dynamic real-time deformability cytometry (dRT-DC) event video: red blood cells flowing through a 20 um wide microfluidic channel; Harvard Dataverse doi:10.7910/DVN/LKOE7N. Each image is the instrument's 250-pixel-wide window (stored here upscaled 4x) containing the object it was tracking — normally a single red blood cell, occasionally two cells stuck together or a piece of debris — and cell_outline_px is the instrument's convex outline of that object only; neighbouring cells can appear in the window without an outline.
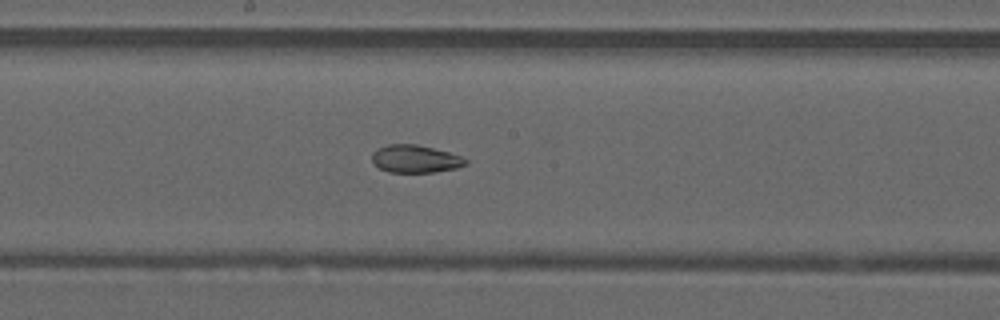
{"species": "common noctule bat (a hibernating species)", "species_latin": "Nyctalus noctula", "temperature_condition": "warm", "stored_images_in_passage": 46, "camera_frame_rate_fps": 3000, "um_per_image_px": 0.085, "animal": {"sex": "male", "forearm_length_mm": 52.5}, "frame": {"image": 1, "passage_image": 26, "time_ms": 8.333, "image_size_px": [1000, 320], "cell_outline_px": [[468, 164], [456, 168], [432, 172], [388, 172], [380, 168], [372, 160], [372, 152], [388, 144], [416, 144], [448, 152], [460, 156], [468, 160]], "centroid_in_image_um": [35.31, 13.5], "position_along_channel_um": 212.9, "area_um2": 14.91}}
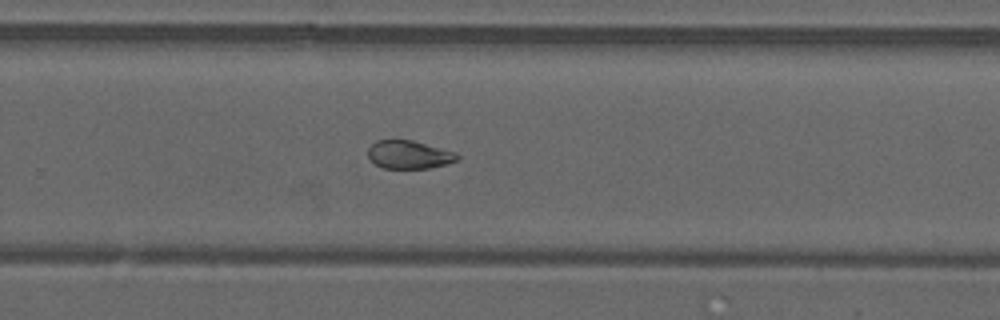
{"frame": {"image": 2, "passage_image": 32, "time_ms": 10.333, "image_size_px": [1000, 320], "cell_outline_px": [[460, 160], [448, 164], [428, 168], [384, 168], [376, 164], [368, 156], [368, 148], [376, 140], [412, 140], [456, 152], [460, 156]], "centroid_in_image_um": [34.81, 13.14], "position_along_channel_um": 295.0, "area_um2": 14.68}}
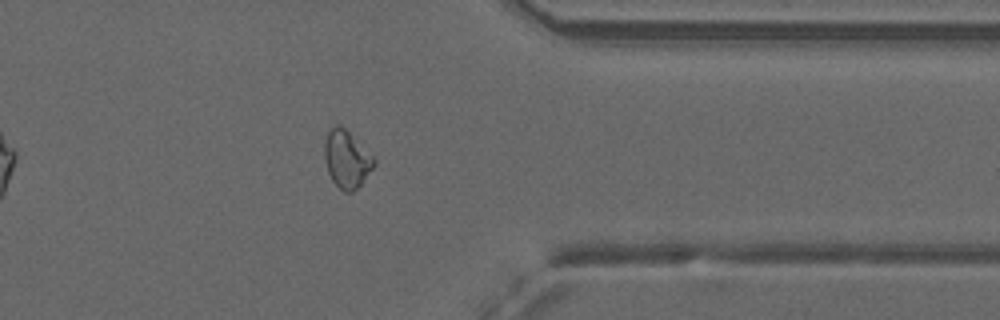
{"frame": {"image": 3, "passage_image": 39, "time_ms": 12.667, "image_size_px": [1000, 320], "cell_outline_px": [[376, 164], [360, 184], [352, 192], [344, 192], [332, 180], [328, 172], [324, 160], [324, 144], [328, 132], [336, 124], [340, 124], [376, 160]], "centroid_in_image_um": [29.44, 13.54], "position_along_channel_um": 382.0, "area_um2": 16.18}, "authors_computed_cell_mechanics": {"area_um2": 18.1781, "velocity_mm_per_s": 4.1341, "shape_relaxation_time_tau1_ms": null, "shape_relaxation_time_tau2_ms": 2.7877, "deformation_change_tau1": null, "deformation_change_tau2": 0.0893}}